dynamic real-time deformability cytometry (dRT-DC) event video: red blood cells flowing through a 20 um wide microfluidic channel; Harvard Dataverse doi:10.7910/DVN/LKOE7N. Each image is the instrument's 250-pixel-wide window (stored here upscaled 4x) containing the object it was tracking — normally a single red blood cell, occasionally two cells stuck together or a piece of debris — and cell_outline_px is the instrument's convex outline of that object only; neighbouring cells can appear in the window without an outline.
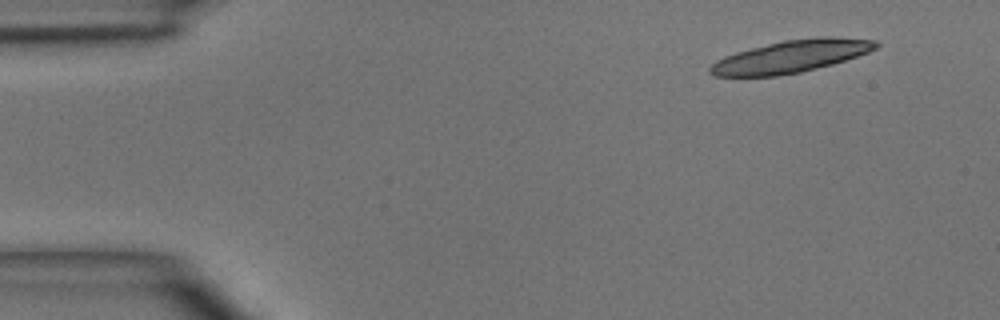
{"species": "common noctule bat (a hibernating species)", "species_latin": "Nyctalus noctula", "temperature_condition": "room temperature", "stored_images_in_passage": 5, "camera_frame_rate_fps": 3000, "um_per_image_px": 0.085, "animal": {"sex": "male", "body_mass_g": 15.6}, "frame": {"image": 1, "passage_image": 5, "time_ms": 4.667, "image_size_px": [1000, 320], "cell_outline_px": [[880, 44], [876, 48], [868, 52], [832, 64], [800, 72], [776, 76], [716, 76], [708, 72], [708, 68], [716, 60], [724, 56], [736, 52], [784, 40], [816, 36], [832, 36], [876, 40]], "centroid_in_image_um": [67.24, 4.78], "position_along_channel_um": 17.8, "area_um2": 31.15}}